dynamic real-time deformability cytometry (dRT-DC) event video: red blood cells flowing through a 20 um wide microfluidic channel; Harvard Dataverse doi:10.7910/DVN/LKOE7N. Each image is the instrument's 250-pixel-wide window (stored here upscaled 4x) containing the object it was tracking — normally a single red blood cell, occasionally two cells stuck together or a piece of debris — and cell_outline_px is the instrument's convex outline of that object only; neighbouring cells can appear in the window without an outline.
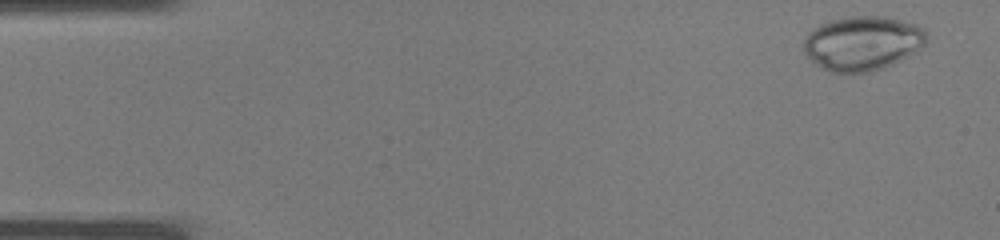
{"species": "common noctule bat (a hibernating species)", "species_latin": "Nyctalus noctula", "temperature_condition": "warm", "stored_images_in_passage": 37, "camera_frame_rate_fps": 3000, "um_per_image_px": 0.085, "animal": {"sex": "male", "body_mass_g": 19.0, "forearm_length_mm": 50.8}, "frame": {"image": 1, "passage_image": 2, "time_ms": 0.333, "image_size_px": [1000, 240], "cell_outline_px": [[928, 40], [916, 52], [884, 68], [872, 72], [832, 72], [816, 64], [804, 52], [804, 40], [808, 32], [812, 28], [820, 24], [832, 20], [848, 16], [884, 16], [916, 24], [924, 28], [928, 32]], "centroid_in_image_um": [73.34, 3.66], "position_along_channel_um": 11.7, "area_um2": 39.07}}
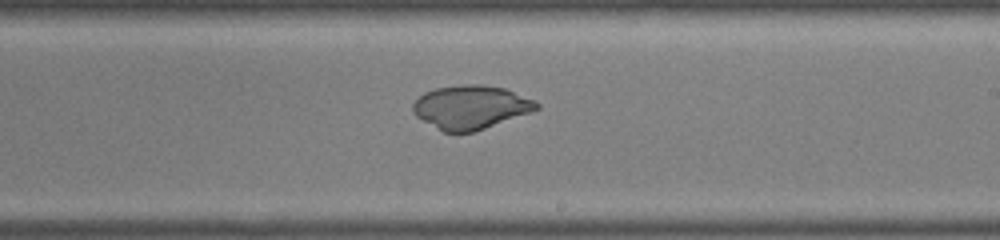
{"frame": {"image": 2, "passage_image": 22, "time_ms": 7.0, "image_size_px": [1000, 240], "cell_outline_px": [[540, 108], [532, 112], [472, 132], [444, 132], [416, 116], [412, 112], [412, 104], [424, 92], [436, 88], [464, 84], [480, 84], [504, 88], [536, 100], [540, 104]], "centroid_in_image_um": [40.03, 9.1], "position_along_channel_um": 249.0, "area_um2": 31.33}}
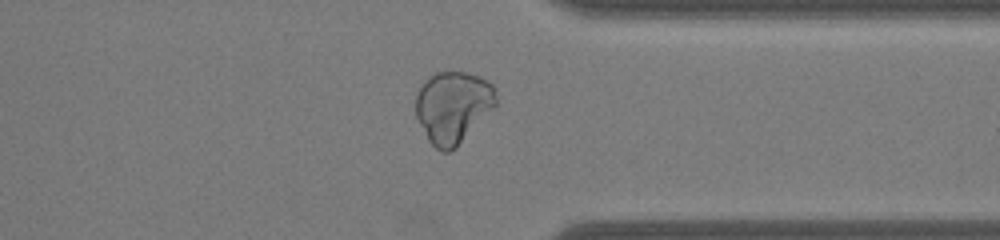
{"frame": {"image": 3, "passage_image": 29, "time_ms": 9.333, "image_size_px": [1000, 240], "cell_outline_px": [[496, 104], [456, 148], [448, 152], [444, 152], [436, 148], [428, 140], [416, 116], [416, 92], [436, 72], [468, 72], [480, 76], [488, 80], [496, 88]], "centroid_in_image_um": [38.51, 9.09], "position_along_channel_um": 372.9, "area_um2": 33.29}}